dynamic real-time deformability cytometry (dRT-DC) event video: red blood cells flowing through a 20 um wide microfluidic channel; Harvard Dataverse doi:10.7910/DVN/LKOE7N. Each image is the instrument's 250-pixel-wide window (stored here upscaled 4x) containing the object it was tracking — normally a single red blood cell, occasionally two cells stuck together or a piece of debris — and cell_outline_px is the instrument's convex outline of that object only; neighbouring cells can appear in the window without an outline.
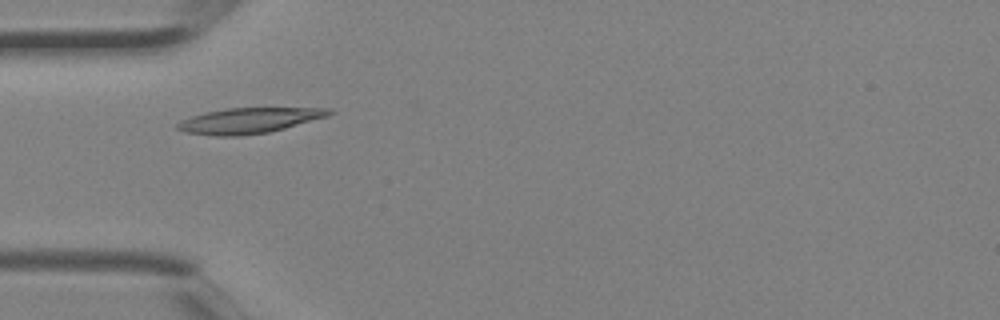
{"species": "Egyptian fruit bat (a non-hibernating species)", "species_latin": "Rousettus aegyptiacus", "temperature_condition": "room temperature", "stored_images_in_passage": 1, "camera_frame_rate_fps": 3000, "um_per_image_px": 0.085, "animal": {"sex": "female"}, "frame": {"image": 1, "passage_image": 1, "time_ms": 0.0, "image_size_px": [1000, 320], "cell_outline_px": [[336, 112], [328, 116], [284, 128], [268, 132], [240, 136], [216, 136], [184, 132], [176, 128], [176, 124], [180, 120], [204, 112], [228, 108], [332, 108]], "centroid_in_image_um": [21.16, 10.24], "position_along_channel_um": 63.8, "area_um2": 22.54}}